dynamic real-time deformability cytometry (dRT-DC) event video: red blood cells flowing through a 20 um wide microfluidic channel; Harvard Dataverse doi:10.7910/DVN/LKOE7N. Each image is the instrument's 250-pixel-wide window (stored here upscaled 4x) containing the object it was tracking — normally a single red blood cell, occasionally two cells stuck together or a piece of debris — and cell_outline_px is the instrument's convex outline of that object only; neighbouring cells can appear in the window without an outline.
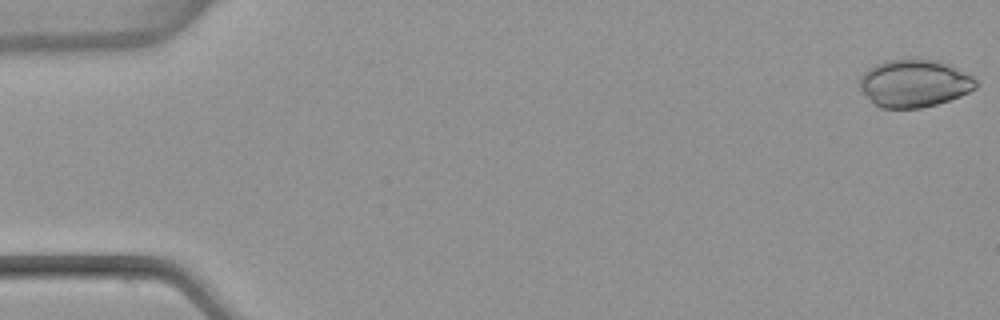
{"species": "common noctule bat (a hibernating species)", "species_latin": "Nyctalus noctula", "temperature_condition": "warm", "stored_images_in_passage": 5, "camera_frame_rate_fps": 3000, "um_per_image_px": 0.085, "animal": {"sex": "female", "body_mass_g": 22.7, "forearm_length_mm": 54.2}, "frame": {"image": 1, "passage_image": 1, "time_ms": 0.0, "image_size_px": [1000, 320], "cell_outline_px": [[980, 84], [976, 88], [960, 96], [936, 104], [920, 108], [880, 108], [872, 104], [860, 92], [860, 76], [868, 68], [884, 60], [908, 56], [920, 56], [940, 60], [972, 76]], "centroid_in_image_um": [77.68, 7.04], "position_along_channel_um": 7.3, "area_um2": 33.35}}
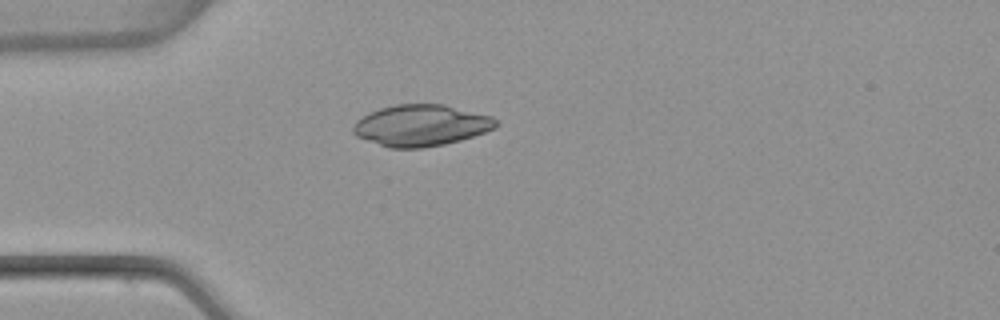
{"frame": {"image": 2, "passage_image": 5, "time_ms": 1.333, "image_size_px": [1000, 320], "cell_outline_px": [[500, 124], [496, 128], [460, 140], [444, 144], [424, 148], [388, 148], [356, 136], [352, 132], [352, 128], [356, 120], [368, 112], [380, 108], [396, 104], [444, 104], [492, 116], [500, 120]], "centroid_in_image_um": [35.79, 10.65], "position_along_channel_um": 49.2, "area_um2": 34.74}}